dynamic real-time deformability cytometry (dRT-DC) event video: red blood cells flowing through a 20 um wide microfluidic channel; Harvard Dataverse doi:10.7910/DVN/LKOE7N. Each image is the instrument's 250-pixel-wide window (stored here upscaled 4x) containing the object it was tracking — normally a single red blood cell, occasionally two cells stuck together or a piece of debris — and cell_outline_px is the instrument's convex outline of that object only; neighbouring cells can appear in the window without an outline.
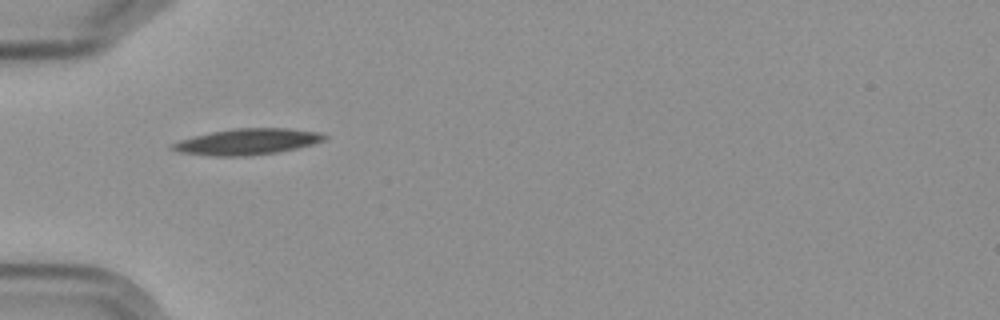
{"species": "Egyptian fruit bat (a non-hibernating species)", "species_latin": "Rousettus aegyptiacus", "temperature_condition": "cold", "stored_images_in_passage": 8, "camera_frame_rate_fps": 3000, "um_per_image_px": 0.085, "frame": {"image": 1, "passage_image": 7, "time_ms": 7.667, "image_size_px": [1000, 320], "cell_outline_px": [[328, 136], [324, 140], [312, 144], [296, 148], [276, 152], [248, 156], [212, 156], [180, 152], [168, 148], [172, 144], [180, 140], [192, 136], [232, 128], [288, 128], [320, 132]], "centroid_in_image_um": [21.01, 12.04], "position_along_channel_um": 64.0, "area_um2": 23.06}}
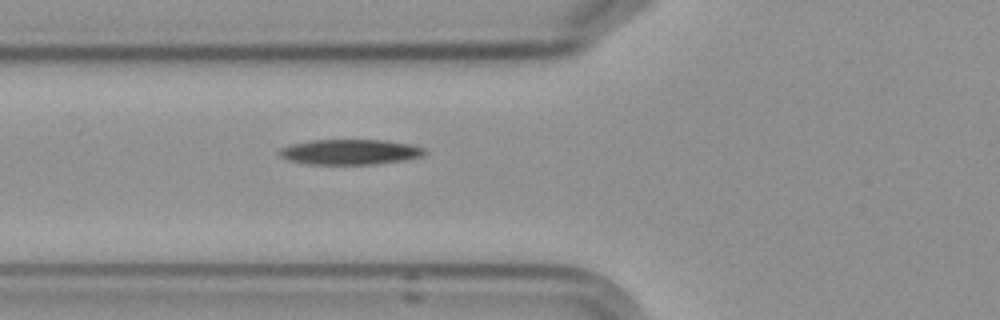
{"frame": {"image": 2, "passage_image": 8, "time_ms": 8.667, "image_size_px": [1000, 320], "cell_outline_px": [[428, 152], [420, 156], [400, 160], [372, 164], [312, 164], [288, 160], [280, 156], [280, 148], [292, 144], [312, 140], [384, 140], [408, 144], [424, 148]], "centroid_in_image_um": [29.73, 12.91], "position_along_channel_um": 96.1, "area_um2": 20.98}}